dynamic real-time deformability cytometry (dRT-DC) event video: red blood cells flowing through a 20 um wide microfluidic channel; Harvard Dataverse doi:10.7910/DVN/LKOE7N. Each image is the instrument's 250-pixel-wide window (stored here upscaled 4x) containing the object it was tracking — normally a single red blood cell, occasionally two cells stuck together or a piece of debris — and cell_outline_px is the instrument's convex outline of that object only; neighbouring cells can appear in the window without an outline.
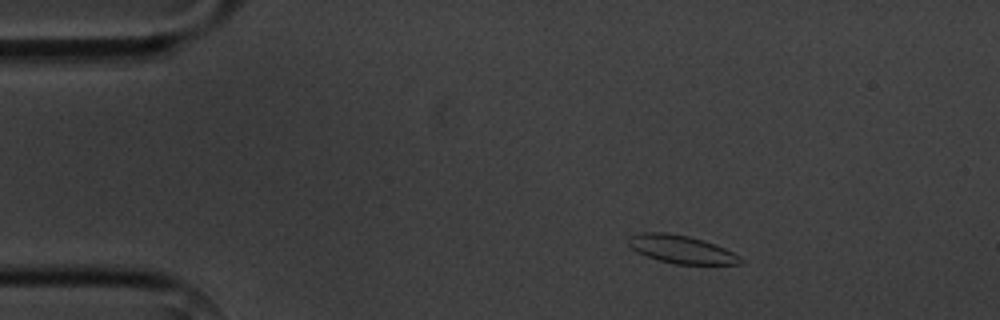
{"species": "common noctule bat (a hibernating species)", "species_latin": "Nyctalus noctula", "temperature_condition": "cold", "stored_images_in_passage": 3, "camera_frame_rate_fps": 3000, "um_per_image_px": 0.085, "animal": {"sex": "male", "body_mass_g": 20.1, "forearm_length_mm": 53.5}, "frame": {"image": 1, "passage_image": 1, "time_ms": 0.0, "image_size_px": [1000, 320], "cell_outline_px": [[744, 264], [676, 264], [656, 260], [636, 252], [628, 244], [628, 236], [640, 232], [664, 232], [688, 236], [704, 240], [716, 244], [740, 256], [744, 260]], "centroid_in_image_um": [57.9, 21.19], "position_along_channel_um": 27.1, "area_um2": 18.5}}